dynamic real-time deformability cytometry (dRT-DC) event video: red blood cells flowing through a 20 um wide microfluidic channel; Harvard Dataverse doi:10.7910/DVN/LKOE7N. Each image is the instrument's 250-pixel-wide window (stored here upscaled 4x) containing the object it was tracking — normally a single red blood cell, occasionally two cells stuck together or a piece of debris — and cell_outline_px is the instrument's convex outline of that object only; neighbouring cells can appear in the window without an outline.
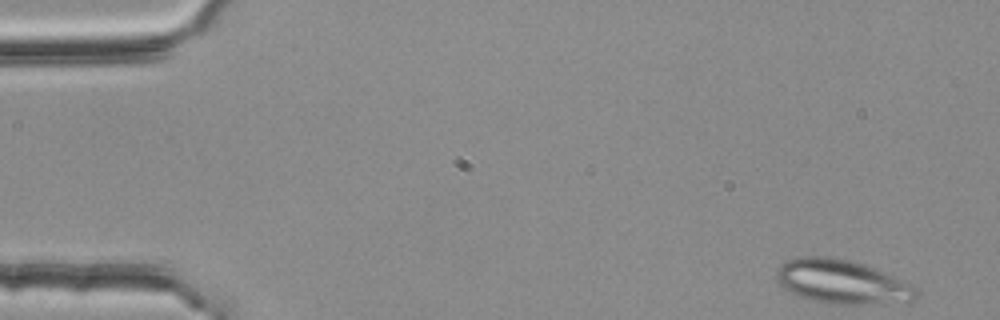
{"species": "common noctule bat (a hibernating species)", "species_latin": "Nyctalus noctula", "temperature_condition": "room temperature", "stored_images_in_passage": 50, "segment_of_instrument_passage": [1, 2], "camera_frame_rate_fps": 3000, "um_per_image_px": 0.085, "animal": {"sex": "female", "body_mass_g": 25.1}, "frame": {"image": 1, "passage_image": 1, "time_ms": 0.0, "image_size_px": [1000, 320], "cell_outline_px": [[920, 296], [912, 300], [860, 304], [828, 304], [796, 296], [784, 288], [776, 280], [776, 272], [780, 264], [784, 260], [800, 256], [832, 256], [848, 260], [884, 272], [912, 284], [920, 288]], "centroid_in_image_um": [71.53, 23.95], "position_along_channel_um": 13.5, "area_um2": 35.95}}